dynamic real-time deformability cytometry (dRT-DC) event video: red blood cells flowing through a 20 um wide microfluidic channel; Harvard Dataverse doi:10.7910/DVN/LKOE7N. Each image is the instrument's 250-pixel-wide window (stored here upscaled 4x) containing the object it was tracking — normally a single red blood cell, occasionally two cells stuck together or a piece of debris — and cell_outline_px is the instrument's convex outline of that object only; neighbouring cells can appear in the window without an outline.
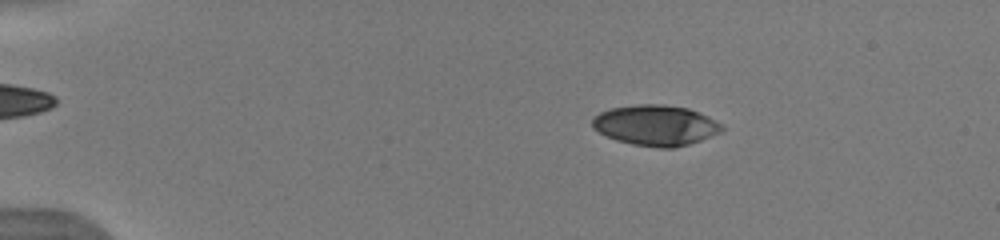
{"species": "human", "species_latin": "Homo sapiens", "temperature_condition": "warm", "stored_images_in_passage": 52, "camera_frame_rate_fps": 3000, "um_per_image_px": 0.085, "donor": {"sex": "male"}, "frame": {"image": 1, "passage_image": 10, "time_ms": 3.0, "image_size_px": [1000, 240], "cell_outline_px": [[724, 132], [688, 144], [672, 148], [660, 148], [632, 144], [616, 140], [592, 128], [592, 120], [600, 112], [612, 108], [636, 104], [664, 104], [688, 108], [708, 116], [724, 124]], "centroid_in_image_um": [55.78, 10.65], "position_along_channel_um": 29.2, "area_um2": 30.69}}
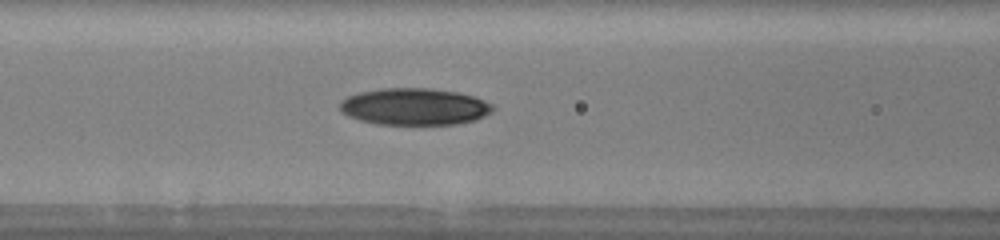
{"frame": {"image": 2, "passage_image": 24, "time_ms": 7.667, "image_size_px": [1000, 240], "cell_outline_px": [[496, 108], [492, 112], [476, 120], [456, 124], [380, 124], [360, 120], [348, 116], [340, 108], [340, 100], [348, 96], [360, 92], [380, 88], [432, 88], [460, 92], [476, 96], [492, 104]], "centroid_in_image_um": [35.28, 9.05], "position_along_channel_um": 131.3, "area_um2": 33.06}}
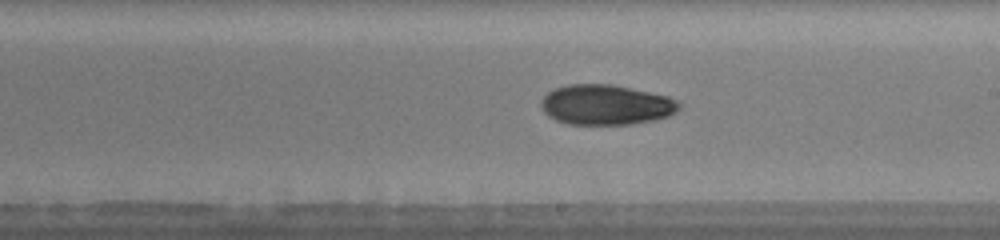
{"frame": {"image": 3, "passage_image": 32, "time_ms": 10.333, "image_size_px": [1000, 240], "cell_outline_px": [[680, 108], [676, 112], [668, 116], [652, 120], [628, 124], [568, 124], [556, 120], [548, 116], [544, 112], [540, 104], [540, 100], [548, 92], [556, 88], [568, 84], [612, 84], [668, 96], [676, 100], [680, 104]], "centroid_in_image_um": [51.49, 8.9], "position_along_channel_um": 237.5, "area_um2": 32.19}, "authors_computed_cell_mechanics": {"area_um2": 31.212, "velocity_mm_per_s": 3.9803, "shape_relaxation_time_tau1_ms": null, "shape_relaxation_time_tau2_ms": 4.1904, "deformation_change_tau1": null, "deformation_change_tau2": 0.0972}}